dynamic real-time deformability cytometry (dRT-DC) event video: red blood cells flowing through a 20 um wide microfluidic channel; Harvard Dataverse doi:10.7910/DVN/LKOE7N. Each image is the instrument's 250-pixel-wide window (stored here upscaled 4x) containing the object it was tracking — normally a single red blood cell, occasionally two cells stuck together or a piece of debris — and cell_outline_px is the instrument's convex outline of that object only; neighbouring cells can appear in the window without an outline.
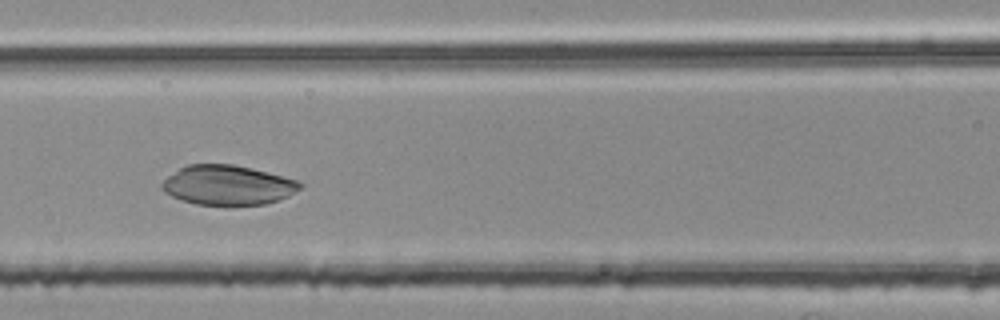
{"species": "common noctule bat (a hibernating species)", "species_latin": "Nyctalus noctula", "temperature_condition": "room temperature", "stored_images_in_passage": 32, "camera_frame_rate_fps": 3000, "um_per_image_px": 0.085, "animal": {"sex": "female", "body_mass_g": 25.1}, "frame": {"image": 1, "passage_image": 7, "time_ms": 2.0, "image_size_px": [1000, 320], "cell_outline_px": [[304, 188], [288, 196], [264, 204], [232, 208], [224, 208], [196, 204], [180, 200], [164, 192], [160, 188], [160, 184], [168, 176], [180, 168], [188, 164], [232, 164], [252, 168], [296, 180], [304, 184]], "centroid_in_image_um": [19.35, 15.78], "position_along_channel_um": 147.2, "area_um2": 32.83}}
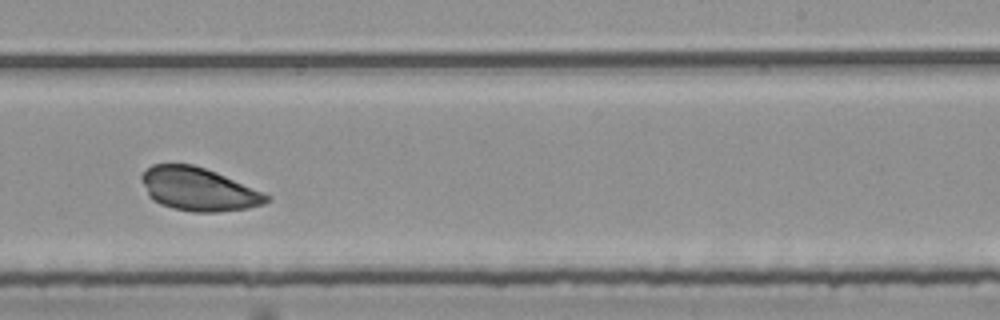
{"frame": {"image": 2, "passage_image": 17, "time_ms": 5.333, "image_size_px": [1000, 320], "cell_outline_px": [[272, 200], [264, 204], [244, 208], [216, 212], [192, 212], [172, 208], [160, 204], [152, 200], [148, 196], [140, 180], [140, 176], [144, 168], [152, 164], [192, 164], [216, 172], [272, 196]], "centroid_in_image_um": [16.82, 16.08], "position_along_channel_um": 272.2, "area_um2": 31.62}}
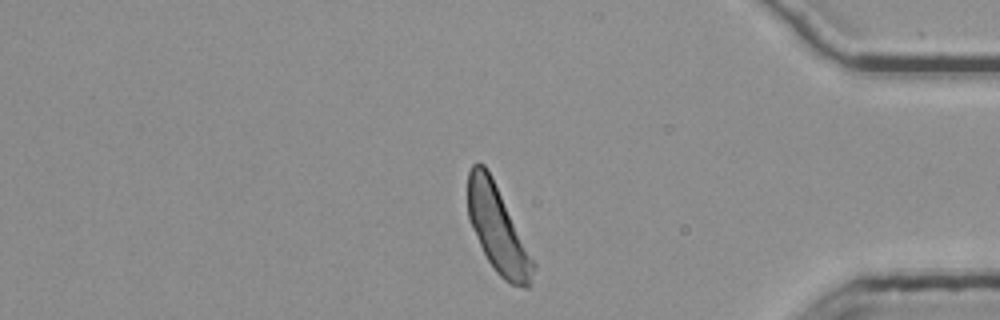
{"frame": {"image": 3, "passage_image": 29, "time_ms": 9.333, "image_size_px": [1000, 320], "cell_outline_px": [[536, 264], [528, 288], [524, 288], [508, 284], [496, 272], [488, 260], [468, 220], [468, 172], [472, 164], [484, 164], [492, 176]], "centroid_in_image_um": [42.3, 19.5], "position_along_channel_um": 392.9, "area_um2": 32.66}}